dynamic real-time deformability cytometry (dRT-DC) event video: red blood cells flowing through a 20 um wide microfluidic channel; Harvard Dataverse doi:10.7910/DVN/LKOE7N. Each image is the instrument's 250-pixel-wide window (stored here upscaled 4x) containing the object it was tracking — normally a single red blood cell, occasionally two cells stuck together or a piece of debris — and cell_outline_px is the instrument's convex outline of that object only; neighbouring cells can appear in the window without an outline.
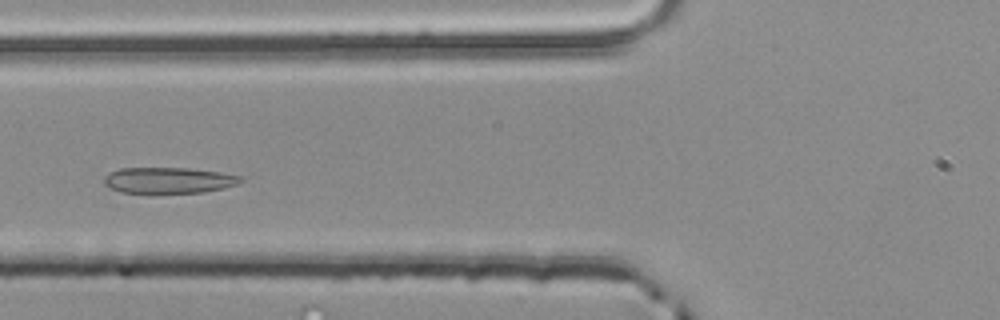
{"species": "common noctule bat (a hibernating species)", "species_latin": "Nyctalus noctula", "temperature_condition": "room temperature", "stored_images_in_passage": 47, "camera_frame_rate_fps": 3000, "um_per_image_px": 0.085, "animal": {"sex": "male", "body_mass_g": 20.4}, "frame": {"image": 1, "passage_image": 15, "time_ms": 4.667, "image_size_px": [1000, 320], "cell_outline_px": [[244, 180], [236, 184], [224, 188], [204, 192], [152, 196], [120, 192], [104, 184], [104, 176], [120, 168], [188, 168], [220, 172], [244, 176]], "centroid_in_image_um": [14.33, 15.37], "position_along_channel_um": 111.5, "area_um2": 21.68}}
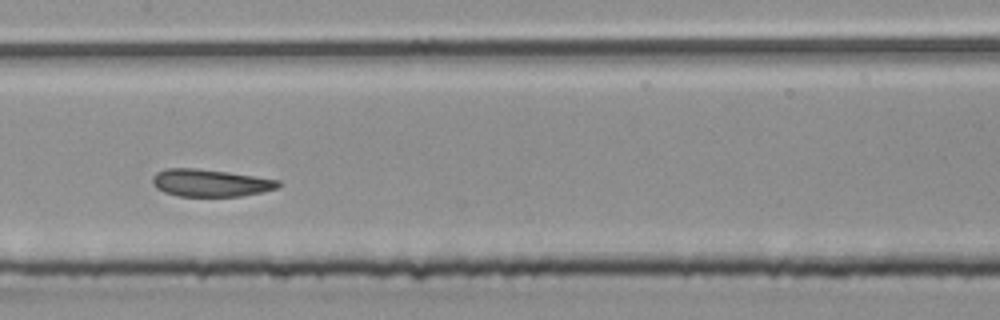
{"frame": {"image": 2, "passage_image": 21, "time_ms": 6.667, "image_size_px": [1000, 320], "cell_outline_px": [[280, 184], [276, 188], [264, 192], [240, 196], [176, 196], [164, 192], [156, 188], [152, 184], [152, 176], [156, 172], [168, 168], [200, 168], [228, 172], [280, 180]], "centroid_in_image_um": [17.84, 15.54], "position_along_channel_um": 189.6, "area_um2": 20.17}}
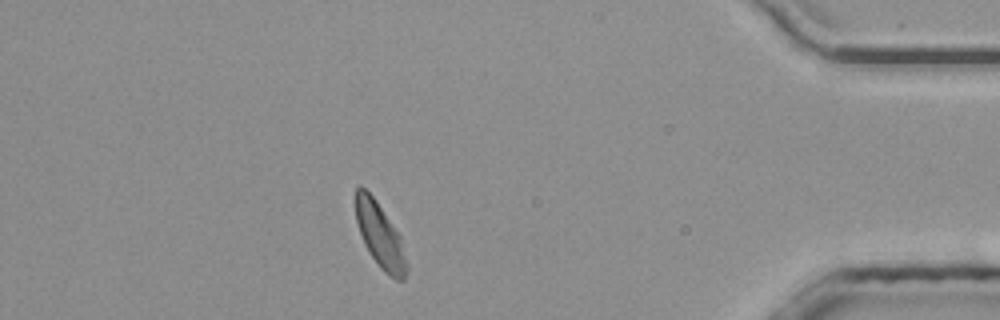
{"frame": {"image": 3, "passage_image": 41, "time_ms": 13.333, "image_size_px": [1000, 320], "cell_outline_px": [[408, 268], [404, 280], [396, 280], [384, 272], [380, 268], [368, 252], [364, 244], [356, 220], [356, 188], [360, 184], [376, 200], [400, 236], [408, 264]], "centroid_in_image_um": [32.31, 20.06], "position_along_channel_um": 402.9, "area_um2": 19.13}, "authors_computed_cell_mechanics": {"area_um2": 20.6346, "velocity_mm_per_s": 3.8968, "shape_relaxation_time_tau1_ms": 2.5238, "shape_relaxation_time_tau2_ms": 0.9199, "deformation_change_tau1": 0.086, "deformation_change_tau2": 0.0754}}